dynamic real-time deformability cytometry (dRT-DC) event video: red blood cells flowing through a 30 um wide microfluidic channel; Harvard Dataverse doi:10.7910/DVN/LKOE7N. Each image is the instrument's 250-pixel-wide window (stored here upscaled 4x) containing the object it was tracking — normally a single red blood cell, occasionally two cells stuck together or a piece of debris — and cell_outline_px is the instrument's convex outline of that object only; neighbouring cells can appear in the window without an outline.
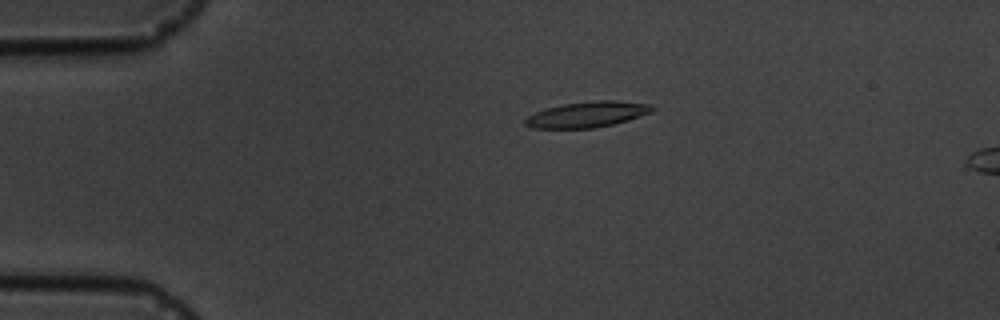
{"species": "common noctule bat (a hibernating species)", "species_latin": "Nyctalus noctula", "temperature_condition": "cold", "stored_images_in_passage": 5, "camera_frame_rate_fps": 3000, "um_per_image_px": 0.085, "animal": {"sex": "male", "body_mass_g": 19.5, "forearm_length_mm": 54.6}, "frame": {"image": 1, "passage_image": 3, "time_ms": 3.0, "image_size_px": [1000, 320], "cell_outline_px": [[656, 108], [652, 112], [628, 120], [596, 128], [532, 128], [524, 124], [524, 120], [528, 116], [536, 112], [548, 108], [564, 104], [596, 100], [616, 100], [652, 104]], "centroid_in_image_um": [49.96, 9.72], "position_along_channel_um": 35.0, "area_um2": 19.02}}